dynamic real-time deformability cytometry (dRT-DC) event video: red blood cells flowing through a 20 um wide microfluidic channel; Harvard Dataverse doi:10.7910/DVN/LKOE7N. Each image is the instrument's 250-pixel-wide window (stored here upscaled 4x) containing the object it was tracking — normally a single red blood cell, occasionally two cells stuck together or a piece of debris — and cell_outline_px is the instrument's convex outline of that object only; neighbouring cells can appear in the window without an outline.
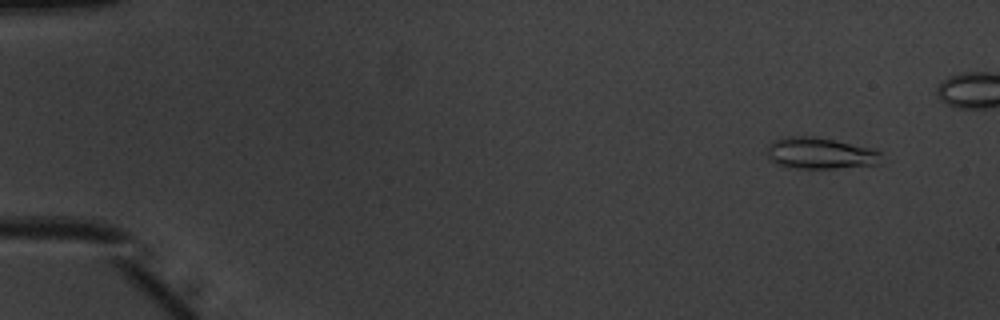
{"species": "common noctule bat (a hibernating species)", "species_latin": "Nyctalus noctula", "temperature_condition": "warm", "stored_images_in_passage": 38, "camera_frame_rate_fps": 3000, "um_per_image_px": 0.085, "animal": {"sex": "male", "body_mass_g": 20.1, "forearm_length_mm": 53.5}, "frame": {"image": 1, "passage_image": 5, "time_ms": 1.333, "image_size_px": [1000, 320], "cell_outline_px": [[880, 152], [876, 164], [836, 168], [788, 168], [776, 164], [768, 156], [768, 144], [776, 140], [788, 136], [816, 136], [868, 148]], "centroid_in_image_um": [69.62, 13.03], "position_along_channel_um": 15.4, "area_um2": 20.4}}
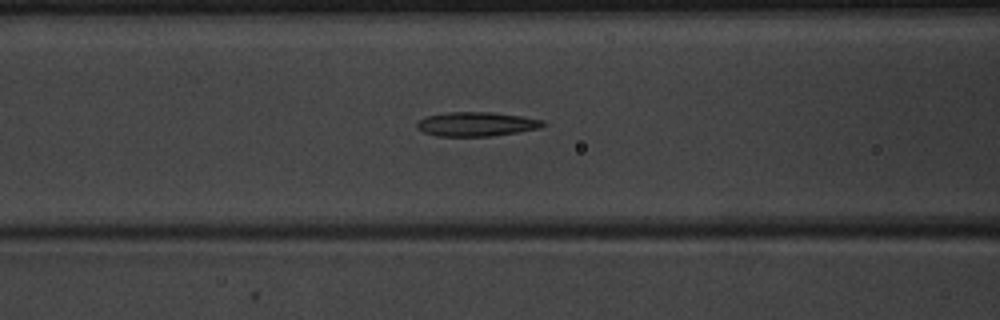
{"frame": {"image": 2, "passage_image": 23, "time_ms": 7.333, "image_size_px": [1000, 320], "cell_outline_px": [[548, 124], [540, 128], [492, 136], [436, 136], [424, 132], [416, 128], [416, 124], [424, 116], [444, 112], [492, 112], [524, 116], [544, 120]], "centroid_in_image_um": [40.51, 10.54], "position_along_channel_um": 126.1, "area_um2": 18.03}}
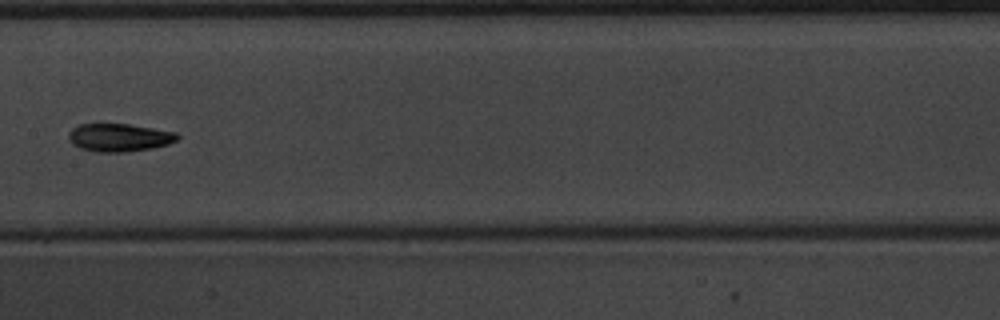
{"frame": {"image": 3, "passage_image": 27, "time_ms": 8.667, "image_size_px": [1000, 320], "cell_outline_px": [[180, 136], [176, 140], [168, 144], [152, 148], [124, 152], [96, 152], [80, 148], [72, 144], [68, 136], [72, 128], [80, 124], [128, 124], [176, 132]], "centroid_in_image_um": [10.13, 11.69], "position_along_channel_um": 197.3, "area_um2": 17.63}}